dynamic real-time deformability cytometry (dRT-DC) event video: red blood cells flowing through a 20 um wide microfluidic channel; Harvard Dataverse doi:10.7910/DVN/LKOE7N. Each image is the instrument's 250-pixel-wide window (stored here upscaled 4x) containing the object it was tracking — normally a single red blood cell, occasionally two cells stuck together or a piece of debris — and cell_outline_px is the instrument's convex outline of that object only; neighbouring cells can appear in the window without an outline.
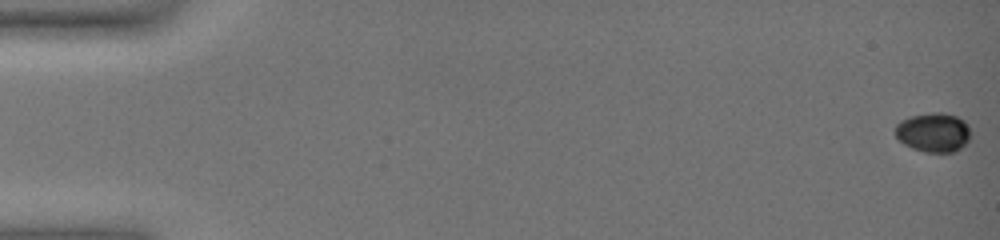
{"species": "common noctule bat (a hibernating species)", "species_latin": "Nyctalus noctula", "temperature_condition": "warm", "stored_images_in_passage": 64, "camera_frame_rate_fps": 3000, "um_per_image_px": 0.085, "animal": {"sex": "female", "body_mass_g": 19.0, "forearm_length_mm": 51.5}, "frame": {"image": 1, "passage_image": 1, "time_ms": 0.0, "image_size_px": [1000, 240], "cell_outline_px": [[972, 132], [968, 140], [956, 152], [924, 152], [912, 148], [904, 144], [896, 136], [896, 124], [900, 120], [912, 116], [932, 112], [944, 112], [956, 116], [964, 120], [968, 124]], "centroid_in_image_um": [79.37, 11.24], "position_along_channel_um": 5.6, "area_um2": 17.4}}
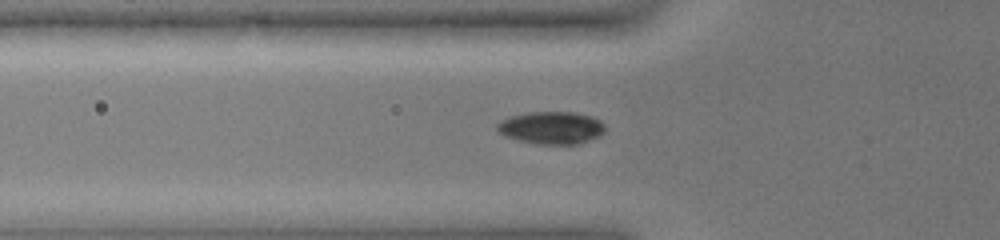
{"frame": {"image": 2, "passage_image": 25, "time_ms": 8.0, "image_size_px": [1000, 240], "cell_outline_px": [[604, 132], [600, 136], [580, 144], [536, 144], [504, 136], [496, 128], [496, 124], [500, 120], [512, 116], [528, 112], [572, 112], [592, 116], [600, 120], [604, 124]], "centroid_in_image_um": [46.88, 10.86], "position_along_channel_um": 78.9, "area_um2": 20.52}}
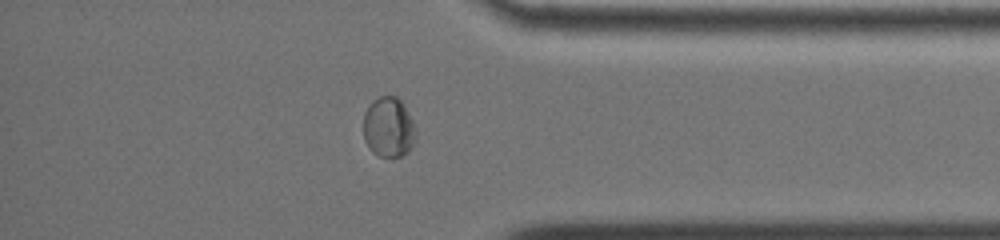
{"frame": {"image": 3, "passage_image": 56, "time_ms": 18.333, "image_size_px": [1000, 240], "cell_outline_px": [[416, 136], [408, 152], [400, 156], [380, 156], [372, 152], [364, 140], [364, 112], [368, 104], [372, 100], [380, 96], [396, 96], [404, 104], [412, 120], [416, 132]], "centroid_in_image_um": [33.01, 10.79], "position_along_channel_um": 402.2, "area_um2": 18.38}, "authors_computed_cell_mechanics": {"area_um2": 18.2937, "velocity_mm_per_s": 3.1512, "shape_relaxation_time_tau1_ms": 11.0105, "shape_relaxation_time_tau2_ms": null, "deformation_change_tau1": 0.2549, "deformation_change_tau2": null}}